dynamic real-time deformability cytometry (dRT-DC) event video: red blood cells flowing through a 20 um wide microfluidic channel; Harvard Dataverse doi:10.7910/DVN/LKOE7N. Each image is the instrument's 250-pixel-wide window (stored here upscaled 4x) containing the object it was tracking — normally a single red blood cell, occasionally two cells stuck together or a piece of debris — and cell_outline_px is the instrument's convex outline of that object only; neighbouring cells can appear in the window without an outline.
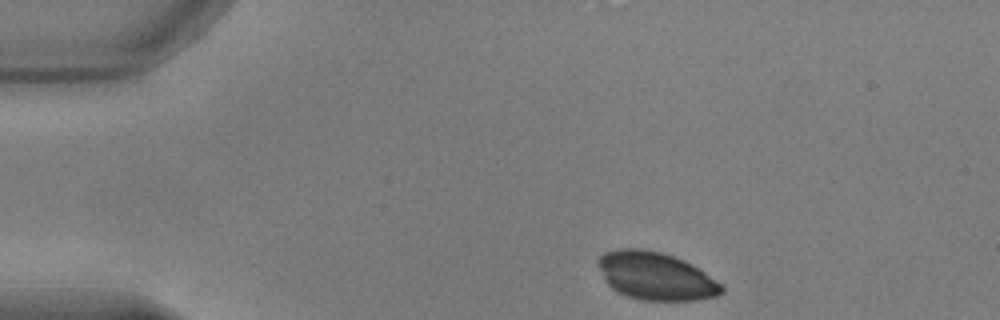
{"species": "common noctule bat (a hibernating species)", "species_latin": "Nyctalus noctula", "temperature_condition": "warm", "stored_images_in_passage": 8, "camera_frame_rate_fps": 3000, "um_per_image_px": 0.085, "animal": {"sex": "male", "body_mass_g": 17.9, "forearm_length_mm": 54.2}, "frame": {"image": 1, "passage_image": 1, "time_ms": 0.0, "image_size_px": [1000, 320], "cell_outline_px": [[724, 292], [716, 296], [696, 300], [640, 300], [616, 292], [604, 280], [596, 264], [596, 260], [604, 252], [620, 248], [644, 248], [660, 252], [684, 260], [692, 264], [716, 280], [724, 288]], "centroid_in_image_um": [55.69, 23.46], "position_along_channel_um": 29.3, "area_um2": 34.56}}